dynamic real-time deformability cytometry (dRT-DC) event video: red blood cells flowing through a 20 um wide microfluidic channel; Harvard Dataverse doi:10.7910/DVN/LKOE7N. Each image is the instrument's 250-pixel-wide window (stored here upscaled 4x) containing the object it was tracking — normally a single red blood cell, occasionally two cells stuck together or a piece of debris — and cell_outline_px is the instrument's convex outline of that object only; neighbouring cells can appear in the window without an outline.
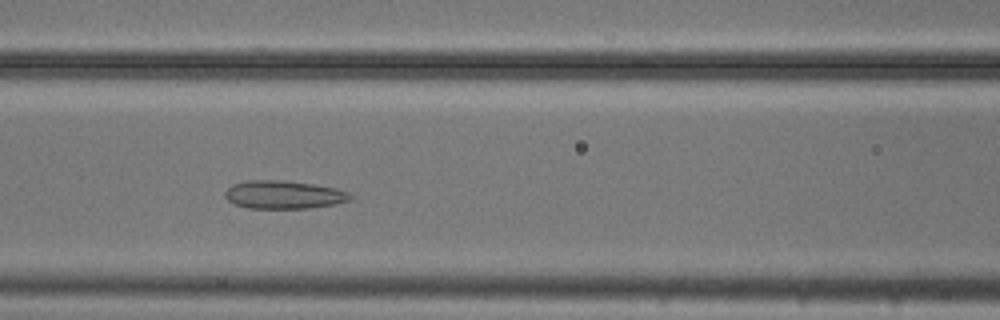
{"species": "common noctule bat (a hibernating species)", "species_latin": "Nyctalus noctula", "temperature_condition": "cold", "stored_images_in_passage": 49, "camera_frame_rate_fps": 3000, "um_per_image_px": 0.085, "animal": {"sex": "male", "body_mass_g": 20.5, "forearm_length_mm": 52.5}, "frame": {"image": 1, "passage_image": 18, "time_ms": 5.667, "image_size_px": [1000, 320], "cell_outline_px": [[352, 200], [336, 204], [308, 208], [248, 208], [236, 204], [228, 200], [224, 196], [224, 192], [232, 184], [244, 180], [276, 180], [312, 184], [336, 188], [348, 192], [352, 196]], "centroid_in_image_um": [24.11, 16.55], "position_along_channel_um": 142.5, "area_um2": 20.52}}
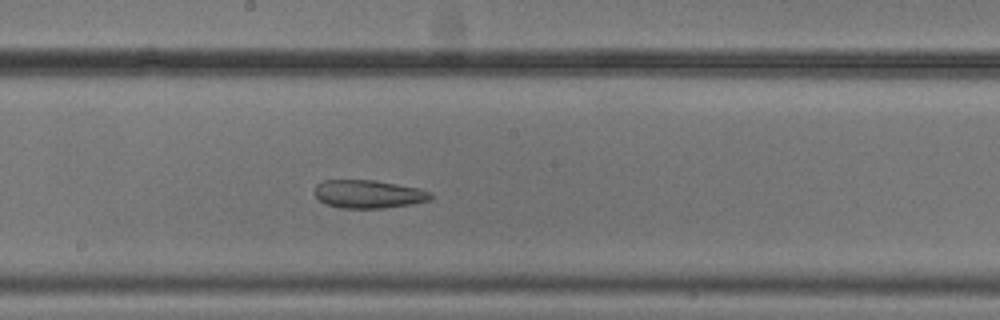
{"frame": {"image": 2, "passage_image": 24, "time_ms": 7.667, "image_size_px": [1000, 320], "cell_outline_px": [[432, 196], [428, 200], [412, 204], [384, 208], [340, 208], [324, 204], [312, 192], [316, 184], [320, 180], [372, 180], [396, 184], [416, 188], [432, 192]], "centroid_in_image_um": [31.24, 16.5], "position_along_channel_um": 217.0, "area_um2": 19.13}}
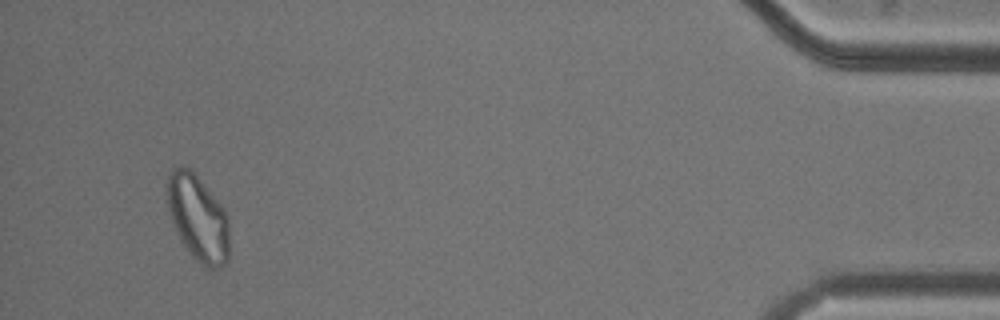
{"frame": {"image": 3, "passage_image": 46, "time_ms": 15.0, "image_size_px": [1000, 320], "cell_outline_px": [[228, 260], [224, 264], [216, 268], [204, 268], [192, 256], [180, 240], [176, 232], [168, 208], [168, 176], [172, 168], [180, 164], [184, 164], [196, 176], [224, 208], [228, 220]], "centroid_in_image_um": [16.82, 18.54], "position_along_channel_um": 418.4, "area_um2": 30.87}, "authors_computed_cell_mechanics": {"area_um2": 26.3568, "velocity_mm_per_s": 3.7204, "shape_relaxation_time_tau1_ms": null, "shape_relaxation_time_tau2_ms": 2.4364, "deformation_change_tau1": null, "deformation_change_tau2": 0.0974}}